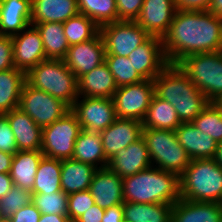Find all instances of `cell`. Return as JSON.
<instances>
[{
  "instance_id": "obj_1",
  "label": "cell",
  "mask_w": 222,
  "mask_h": 222,
  "mask_svg": "<svg viewBox=\"0 0 222 222\" xmlns=\"http://www.w3.org/2000/svg\"><path fill=\"white\" fill-rule=\"evenodd\" d=\"M161 40L168 64L195 53L222 51V18L209 11L176 10Z\"/></svg>"
},
{
  "instance_id": "obj_2",
  "label": "cell",
  "mask_w": 222,
  "mask_h": 222,
  "mask_svg": "<svg viewBox=\"0 0 222 222\" xmlns=\"http://www.w3.org/2000/svg\"><path fill=\"white\" fill-rule=\"evenodd\" d=\"M153 81L155 95L173 105L181 123L192 122L209 103L177 64H168Z\"/></svg>"
},
{
  "instance_id": "obj_3",
  "label": "cell",
  "mask_w": 222,
  "mask_h": 222,
  "mask_svg": "<svg viewBox=\"0 0 222 222\" xmlns=\"http://www.w3.org/2000/svg\"><path fill=\"white\" fill-rule=\"evenodd\" d=\"M122 188L127 202L174 205L180 199L179 177L156 167L124 177Z\"/></svg>"
},
{
  "instance_id": "obj_4",
  "label": "cell",
  "mask_w": 222,
  "mask_h": 222,
  "mask_svg": "<svg viewBox=\"0 0 222 222\" xmlns=\"http://www.w3.org/2000/svg\"><path fill=\"white\" fill-rule=\"evenodd\" d=\"M180 198L222 203V167L215 159H194L179 177Z\"/></svg>"
},
{
  "instance_id": "obj_5",
  "label": "cell",
  "mask_w": 222,
  "mask_h": 222,
  "mask_svg": "<svg viewBox=\"0 0 222 222\" xmlns=\"http://www.w3.org/2000/svg\"><path fill=\"white\" fill-rule=\"evenodd\" d=\"M26 82L63 100L70 107L78 98V82L74 73L63 59H47L26 73Z\"/></svg>"
},
{
  "instance_id": "obj_6",
  "label": "cell",
  "mask_w": 222,
  "mask_h": 222,
  "mask_svg": "<svg viewBox=\"0 0 222 222\" xmlns=\"http://www.w3.org/2000/svg\"><path fill=\"white\" fill-rule=\"evenodd\" d=\"M142 137L145 139L152 167L180 177L191 158L178 142L175 131L143 127Z\"/></svg>"
},
{
  "instance_id": "obj_7",
  "label": "cell",
  "mask_w": 222,
  "mask_h": 222,
  "mask_svg": "<svg viewBox=\"0 0 222 222\" xmlns=\"http://www.w3.org/2000/svg\"><path fill=\"white\" fill-rule=\"evenodd\" d=\"M177 65L209 102L222 97V51L191 54Z\"/></svg>"
},
{
  "instance_id": "obj_8",
  "label": "cell",
  "mask_w": 222,
  "mask_h": 222,
  "mask_svg": "<svg viewBox=\"0 0 222 222\" xmlns=\"http://www.w3.org/2000/svg\"><path fill=\"white\" fill-rule=\"evenodd\" d=\"M82 130L76 115L70 110L62 118L43 127L41 151L52 159H72L75 141Z\"/></svg>"
},
{
  "instance_id": "obj_9",
  "label": "cell",
  "mask_w": 222,
  "mask_h": 222,
  "mask_svg": "<svg viewBox=\"0 0 222 222\" xmlns=\"http://www.w3.org/2000/svg\"><path fill=\"white\" fill-rule=\"evenodd\" d=\"M18 108L42 128L62 118L71 110V107L63 100L36 89L27 82L23 86Z\"/></svg>"
},
{
  "instance_id": "obj_10",
  "label": "cell",
  "mask_w": 222,
  "mask_h": 222,
  "mask_svg": "<svg viewBox=\"0 0 222 222\" xmlns=\"http://www.w3.org/2000/svg\"><path fill=\"white\" fill-rule=\"evenodd\" d=\"M105 55L128 57L150 35L136 21L118 20L100 27Z\"/></svg>"
},
{
  "instance_id": "obj_11",
  "label": "cell",
  "mask_w": 222,
  "mask_h": 222,
  "mask_svg": "<svg viewBox=\"0 0 222 222\" xmlns=\"http://www.w3.org/2000/svg\"><path fill=\"white\" fill-rule=\"evenodd\" d=\"M154 95L153 80L118 87L112 97L117 118L142 122Z\"/></svg>"
},
{
  "instance_id": "obj_12",
  "label": "cell",
  "mask_w": 222,
  "mask_h": 222,
  "mask_svg": "<svg viewBox=\"0 0 222 222\" xmlns=\"http://www.w3.org/2000/svg\"><path fill=\"white\" fill-rule=\"evenodd\" d=\"M71 111L81 128L91 132H102L117 119L112 98L78 96Z\"/></svg>"
},
{
  "instance_id": "obj_13",
  "label": "cell",
  "mask_w": 222,
  "mask_h": 222,
  "mask_svg": "<svg viewBox=\"0 0 222 222\" xmlns=\"http://www.w3.org/2000/svg\"><path fill=\"white\" fill-rule=\"evenodd\" d=\"M15 68L27 73L40 62L47 60L40 32L33 25L11 37Z\"/></svg>"
},
{
  "instance_id": "obj_14",
  "label": "cell",
  "mask_w": 222,
  "mask_h": 222,
  "mask_svg": "<svg viewBox=\"0 0 222 222\" xmlns=\"http://www.w3.org/2000/svg\"><path fill=\"white\" fill-rule=\"evenodd\" d=\"M77 79L105 62V45L99 32L91 40L72 45L63 58Z\"/></svg>"
},
{
  "instance_id": "obj_15",
  "label": "cell",
  "mask_w": 222,
  "mask_h": 222,
  "mask_svg": "<svg viewBox=\"0 0 222 222\" xmlns=\"http://www.w3.org/2000/svg\"><path fill=\"white\" fill-rule=\"evenodd\" d=\"M128 59L144 80L155 79L168 65L161 37L158 36H150L129 54Z\"/></svg>"
},
{
  "instance_id": "obj_16",
  "label": "cell",
  "mask_w": 222,
  "mask_h": 222,
  "mask_svg": "<svg viewBox=\"0 0 222 222\" xmlns=\"http://www.w3.org/2000/svg\"><path fill=\"white\" fill-rule=\"evenodd\" d=\"M142 122L135 119L117 118L100 132L103 151L109 160L116 153L142 137Z\"/></svg>"
},
{
  "instance_id": "obj_17",
  "label": "cell",
  "mask_w": 222,
  "mask_h": 222,
  "mask_svg": "<svg viewBox=\"0 0 222 222\" xmlns=\"http://www.w3.org/2000/svg\"><path fill=\"white\" fill-rule=\"evenodd\" d=\"M176 12L174 0H144L136 23L150 36L163 37Z\"/></svg>"
},
{
  "instance_id": "obj_18",
  "label": "cell",
  "mask_w": 222,
  "mask_h": 222,
  "mask_svg": "<svg viewBox=\"0 0 222 222\" xmlns=\"http://www.w3.org/2000/svg\"><path fill=\"white\" fill-rule=\"evenodd\" d=\"M122 181L123 178L108 167L97 169L88 189L94 198L95 204L104 210L123 204L125 201Z\"/></svg>"
},
{
  "instance_id": "obj_19",
  "label": "cell",
  "mask_w": 222,
  "mask_h": 222,
  "mask_svg": "<svg viewBox=\"0 0 222 222\" xmlns=\"http://www.w3.org/2000/svg\"><path fill=\"white\" fill-rule=\"evenodd\" d=\"M107 167L122 178L152 167L145 139L141 137L116 153Z\"/></svg>"
},
{
  "instance_id": "obj_20",
  "label": "cell",
  "mask_w": 222,
  "mask_h": 222,
  "mask_svg": "<svg viewBox=\"0 0 222 222\" xmlns=\"http://www.w3.org/2000/svg\"><path fill=\"white\" fill-rule=\"evenodd\" d=\"M175 133L178 142L186 150L191 160L215 158L218 142L199 130L192 122L181 123Z\"/></svg>"
},
{
  "instance_id": "obj_21",
  "label": "cell",
  "mask_w": 222,
  "mask_h": 222,
  "mask_svg": "<svg viewBox=\"0 0 222 222\" xmlns=\"http://www.w3.org/2000/svg\"><path fill=\"white\" fill-rule=\"evenodd\" d=\"M3 115L14 133L18 151L41 150L43 128L28 114L17 107Z\"/></svg>"
},
{
  "instance_id": "obj_22",
  "label": "cell",
  "mask_w": 222,
  "mask_h": 222,
  "mask_svg": "<svg viewBox=\"0 0 222 222\" xmlns=\"http://www.w3.org/2000/svg\"><path fill=\"white\" fill-rule=\"evenodd\" d=\"M222 203L197 202L180 198L172 208L171 222H221Z\"/></svg>"
},
{
  "instance_id": "obj_23",
  "label": "cell",
  "mask_w": 222,
  "mask_h": 222,
  "mask_svg": "<svg viewBox=\"0 0 222 222\" xmlns=\"http://www.w3.org/2000/svg\"><path fill=\"white\" fill-rule=\"evenodd\" d=\"M31 0H0V35L14 36L31 25Z\"/></svg>"
},
{
  "instance_id": "obj_24",
  "label": "cell",
  "mask_w": 222,
  "mask_h": 222,
  "mask_svg": "<svg viewBox=\"0 0 222 222\" xmlns=\"http://www.w3.org/2000/svg\"><path fill=\"white\" fill-rule=\"evenodd\" d=\"M78 13L77 0H31L30 23H64Z\"/></svg>"
},
{
  "instance_id": "obj_25",
  "label": "cell",
  "mask_w": 222,
  "mask_h": 222,
  "mask_svg": "<svg viewBox=\"0 0 222 222\" xmlns=\"http://www.w3.org/2000/svg\"><path fill=\"white\" fill-rule=\"evenodd\" d=\"M78 94L81 97H104L112 98L117 85L108 65L103 62L77 79Z\"/></svg>"
},
{
  "instance_id": "obj_26",
  "label": "cell",
  "mask_w": 222,
  "mask_h": 222,
  "mask_svg": "<svg viewBox=\"0 0 222 222\" xmlns=\"http://www.w3.org/2000/svg\"><path fill=\"white\" fill-rule=\"evenodd\" d=\"M43 157L41 150L15 152L10 170L13 184L31 192L39 163Z\"/></svg>"
},
{
  "instance_id": "obj_27",
  "label": "cell",
  "mask_w": 222,
  "mask_h": 222,
  "mask_svg": "<svg viewBox=\"0 0 222 222\" xmlns=\"http://www.w3.org/2000/svg\"><path fill=\"white\" fill-rule=\"evenodd\" d=\"M72 159L94 166L105 168L108 159L105 157L100 132L81 130L74 145Z\"/></svg>"
},
{
  "instance_id": "obj_28",
  "label": "cell",
  "mask_w": 222,
  "mask_h": 222,
  "mask_svg": "<svg viewBox=\"0 0 222 222\" xmlns=\"http://www.w3.org/2000/svg\"><path fill=\"white\" fill-rule=\"evenodd\" d=\"M96 170L97 168L87 163L73 159L61 160L60 183L62 190L67 195L88 190Z\"/></svg>"
},
{
  "instance_id": "obj_29",
  "label": "cell",
  "mask_w": 222,
  "mask_h": 222,
  "mask_svg": "<svg viewBox=\"0 0 222 222\" xmlns=\"http://www.w3.org/2000/svg\"><path fill=\"white\" fill-rule=\"evenodd\" d=\"M26 73L17 68L0 71V115L19 106Z\"/></svg>"
},
{
  "instance_id": "obj_30",
  "label": "cell",
  "mask_w": 222,
  "mask_h": 222,
  "mask_svg": "<svg viewBox=\"0 0 222 222\" xmlns=\"http://www.w3.org/2000/svg\"><path fill=\"white\" fill-rule=\"evenodd\" d=\"M173 205L164 203H123L124 222H171Z\"/></svg>"
},
{
  "instance_id": "obj_31",
  "label": "cell",
  "mask_w": 222,
  "mask_h": 222,
  "mask_svg": "<svg viewBox=\"0 0 222 222\" xmlns=\"http://www.w3.org/2000/svg\"><path fill=\"white\" fill-rule=\"evenodd\" d=\"M180 124L173 105L154 95L142 121V127L175 131Z\"/></svg>"
},
{
  "instance_id": "obj_32",
  "label": "cell",
  "mask_w": 222,
  "mask_h": 222,
  "mask_svg": "<svg viewBox=\"0 0 222 222\" xmlns=\"http://www.w3.org/2000/svg\"><path fill=\"white\" fill-rule=\"evenodd\" d=\"M31 25L35 26L41 34L47 59H63L66 56L70 46L64 35L63 24L61 22H46Z\"/></svg>"
},
{
  "instance_id": "obj_33",
  "label": "cell",
  "mask_w": 222,
  "mask_h": 222,
  "mask_svg": "<svg viewBox=\"0 0 222 222\" xmlns=\"http://www.w3.org/2000/svg\"><path fill=\"white\" fill-rule=\"evenodd\" d=\"M61 160L43 157L39 163L32 194H49L61 191Z\"/></svg>"
},
{
  "instance_id": "obj_34",
  "label": "cell",
  "mask_w": 222,
  "mask_h": 222,
  "mask_svg": "<svg viewBox=\"0 0 222 222\" xmlns=\"http://www.w3.org/2000/svg\"><path fill=\"white\" fill-rule=\"evenodd\" d=\"M62 24L69 46L91 40L100 32V27L92 19L80 13Z\"/></svg>"
},
{
  "instance_id": "obj_35",
  "label": "cell",
  "mask_w": 222,
  "mask_h": 222,
  "mask_svg": "<svg viewBox=\"0 0 222 222\" xmlns=\"http://www.w3.org/2000/svg\"><path fill=\"white\" fill-rule=\"evenodd\" d=\"M79 13L99 27L117 21L116 0H77Z\"/></svg>"
},
{
  "instance_id": "obj_36",
  "label": "cell",
  "mask_w": 222,
  "mask_h": 222,
  "mask_svg": "<svg viewBox=\"0 0 222 222\" xmlns=\"http://www.w3.org/2000/svg\"><path fill=\"white\" fill-rule=\"evenodd\" d=\"M192 123L216 142H222V109L216 102H209Z\"/></svg>"
},
{
  "instance_id": "obj_37",
  "label": "cell",
  "mask_w": 222,
  "mask_h": 222,
  "mask_svg": "<svg viewBox=\"0 0 222 222\" xmlns=\"http://www.w3.org/2000/svg\"><path fill=\"white\" fill-rule=\"evenodd\" d=\"M105 63L108 65L117 87L135 84L144 80L134 69L128 57L105 55Z\"/></svg>"
},
{
  "instance_id": "obj_38",
  "label": "cell",
  "mask_w": 222,
  "mask_h": 222,
  "mask_svg": "<svg viewBox=\"0 0 222 222\" xmlns=\"http://www.w3.org/2000/svg\"><path fill=\"white\" fill-rule=\"evenodd\" d=\"M32 203L41 214L67 215L68 195L63 191L32 194Z\"/></svg>"
},
{
  "instance_id": "obj_39",
  "label": "cell",
  "mask_w": 222,
  "mask_h": 222,
  "mask_svg": "<svg viewBox=\"0 0 222 222\" xmlns=\"http://www.w3.org/2000/svg\"><path fill=\"white\" fill-rule=\"evenodd\" d=\"M32 202V192L13 185L10 191L0 198V214L4 221L9 220L20 208Z\"/></svg>"
},
{
  "instance_id": "obj_40",
  "label": "cell",
  "mask_w": 222,
  "mask_h": 222,
  "mask_svg": "<svg viewBox=\"0 0 222 222\" xmlns=\"http://www.w3.org/2000/svg\"><path fill=\"white\" fill-rule=\"evenodd\" d=\"M95 204L89 190L79 191L68 195L67 216L71 222H75L88 208Z\"/></svg>"
},
{
  "instance_id": "obj_41",
  "label": "cell",
  "mask_w": 222,
  "mask_h": 222,
  "mask_svg": "<svg viewBox=\"0 0 222 222\" xmlns=\"http://www.w3.org/2000/svg\"><path fill=\"white\" fill-rule=\"evenodd\" d=\"M144 0H116L117 21H135L141 12Z\"/></svg>"
},
{
  "instance_id": "obj_42",
  "label": "cell",
  "mask_w": 222,
  "mask_h": 222,
  "mask_svg": "<svg viewBox=\"0 0 222 222\" xmlns=\"http://www.w3.org/2000/svg\"><path fill=\"white\" fill-rule=\"evenodd\" d=\"M0 151L9 154H14L18 151L14 133L3 114L0 115Z\"/></svg>"
},
{
  "instance_id": "obj_43",
  "label": "cell",
  "mask_w": 222,
  "mask_h": 222,
  "mask_svg": "<svg viewBox=\"0 0 222 222\" xmlns=\"http://www.w3.org/2000/svg\"><path fill=\"white\" fill-rule=\"evenodd\" d=\"M15 68L13 63V43L10 36L0 35V71Z\"/></svg>"
},
{
  "instance_id": "obj_44",
  "label": "cell",
  "mask_w": 222,
  "mask_h": 222,
  "mask_svg": "<svg viewBox=\"0 0 222 222\" xmlns=\"http://www.w3.org/2000/svg\"><path fill=\"white\" fill-rule=\"evenodd\" d=\"M40 215V211L31 202L20 208L7 222H38Z\"/></svg>"
},
{
  "instance_id": "obj_45",
  "label": "cell",
  "mask_w": 222,
  "mask_h": 222,
  "mask_svg": "<svg viewBox=\"0 0 222 222\" xmlns=\"http://www.w3.org/2000/svg\"><path fill=\"white\" fill-rule=\"evenodd\" d=\"M212 0H174L179 11H208Z\"/></svg>"
},
{
  "instance_id": "obj_46",
  "label": "cell",
  "mask_w": 222,
  "mask_h": 222,
  "mask_svg": "<svg viewBox=\"0 0 222 222\" xmlns=\"http://www.w3.org/2000/svg\"><path fill=\"white\" fill-rule=\"evenodd\" d=\"M104 209L97 204L88 208L75 222H101L104 215Z\"/></svg>"
},
{
  "instance_id": "obj_47",
  "label": "cell",
  "mask_w": 222,
  "mask_h": 222,
  "mask_svg": "<svg viewBox=\"0 0 222 222\" xmlns=\"http://www.w3.org/2000/svg\"><path fill=\"white\" fill-rule=\"evenodd\" d=\"M101 222H124L123 204L105 209Z\"/></svg>"
},
{
  "instance_id": "obj_48",
  "label": "cell",
  "mask_w": 222,
  "mask_h": 222,
  "mask_svg": "<svg viewBox=\"0 0 222 222\" xmlns=\"http://www.w3.org/2000/svg\"><path fill=\"white\" fill-rule=\"evenodd\" d=\"M13 185L10 173H0V198L9 192Z\"/></svg>"
},
{
  "instance_id": "obj_49",
  "label": "cell",
  "mask_w": 222,
  "mask_h": 222,
  "mask_svg": "<svg viewBox=\"0 0 222 222\" xmlns=\"http://www.w3.org/2000/svg\"><path fill=\"white\" fill-rule=\"evenodd\" d=\"M13 155L0 151V173H10Z\"/></svg>"
},
{
  "instance_id": "obj_50",
  "label": "cell",
  "mask_w": 222,
  "mask_h": 222,
  "mask_svg": "<svg viewBox=\"0 0 222 222\" xmlns=\"http://www.w3.org/2000/svg\"><path fill=\"white\" fill-rule=\"evenodd\" d=\"M38 222H71L67 215L41 214Z\"/></svg>"
},
{
  "instance_id": "obj_51",
  "label": "cell",
  "mask_w": 222,
  "mask_h": 222,
  "mask_svg": "<svg viewBox=\"0 0 222 222\" xmlns=\"http://www.w3.org/2000/svg\"><path fill=\"white\" fill-rule=\"evenodd\" d=\"M208 11L211 14L222 18V0H212Z\"/></svg>"
},
{
  "instance_id": "obj_52",
  "label": "cell",
  "mask_w": 222,
  "mask_h": 222,
  "mask_svg": "<svg viewBox=\"0 0 222 222\" xmlns=\"http://www.w3.org/2000/svg\"><path fill=\"white\" fill-rule=\"evenodd\" d=\"M214 159L222 167V142L218 143L217 153Z\"/></svg>"
},
{
  "instance_id": "obj_53",
  "label": "cell",
  "mask_w": 222,
  "mask_h": 222,
  "mask_svg": "<svg viewBox=\"0 0 222 222\" xmlns=\"http://www.w3.org/2000/svg\"><path fill=\"white\" fill-rule=\"evenodd\" d=\"M216 104L222 109V97L216 101Z\"/></svg>"
},
{
  "instance_id": "obj_54",
  "label": "cell",
  "mask_w": 222,
  "mask_h": 222,
  "mask_svg": "<svg viewBox=\"0 0 222 222\" xmlns=\"http://www.w3.org/2000/svg\"><path fill=\"white\" fill-rule=\"evenodd\" d=\"M4 220H3V218L1 217V214H0V222H3Z\"/></svg>"
}]
</instances>
